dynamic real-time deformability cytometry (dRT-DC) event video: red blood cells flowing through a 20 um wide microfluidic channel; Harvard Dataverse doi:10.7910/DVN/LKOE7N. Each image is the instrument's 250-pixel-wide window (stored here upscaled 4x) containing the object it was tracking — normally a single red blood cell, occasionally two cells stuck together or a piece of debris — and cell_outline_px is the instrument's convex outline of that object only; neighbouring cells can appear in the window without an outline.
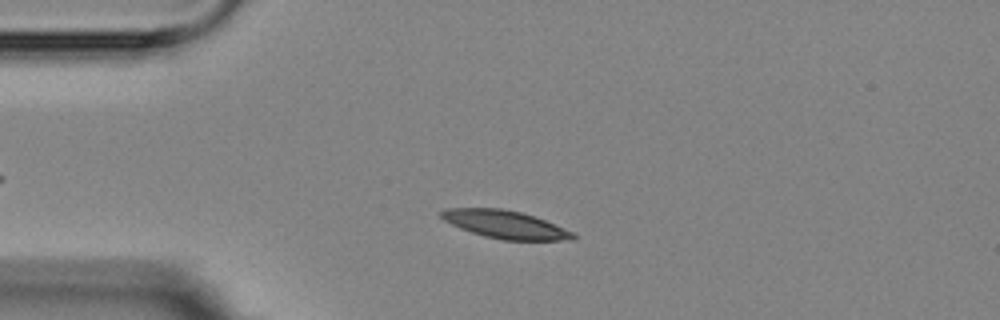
{"species": "Egyptian fruit bat (a non-hibernating species)", "species_latin": "Rousettus aegyptiacus", "temperature_condition": "room temperature", "stored_images_in_passage": 3, "camera_frame_rate_fps": 3000, "um_per_image_px": 0.085, "animal": {"sex": "female"}, "frame": {"image": 1, "passage_image": 2, "time_ms": 1.333, "image_size_px": [1000, 320], "cell_outline_px": [[576, 240], [500, 240], [484, 236], [460, 228], [444, 220], [436, 212], [444, 208], [500, 208], [520, 212], [544, 220], [576, 232]], "centroid_in_image_um": [42.94, 19.08], "position_along_channel_um": 42.1, "area_um2": 21.56}}